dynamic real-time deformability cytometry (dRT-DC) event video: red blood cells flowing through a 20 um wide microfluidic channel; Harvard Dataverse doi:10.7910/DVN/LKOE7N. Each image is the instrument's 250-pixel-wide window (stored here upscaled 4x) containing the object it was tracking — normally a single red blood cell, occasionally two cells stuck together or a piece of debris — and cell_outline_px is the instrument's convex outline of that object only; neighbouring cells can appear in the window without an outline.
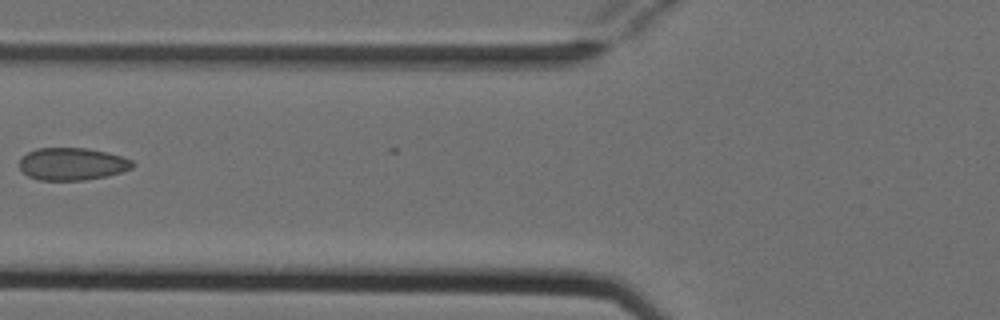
{"species": "Egyptian fruit bat (a non-hibernating species)", "species_latin": "Rousettus aegyptiacus", "temperature_condition": "cold", "stored_images_in_passage": 6, "camera_frame_rate_fps": 3000, "um_per_image_px": 0.085, "animal": {"sex": "female"}, "frame": {"image": 1, "passage_image": 5, "time_ms": 1.333, "image_size_px": [1000, 320], "cell_outline_px": [[132, 168], [120, 172], [104, 176], [84, 180], [40, 180], [28, 176], [20, 168], [20, 156], [36, 148], [88, 148], [108, 152], [132, 160]], "centroid_in_image_um": [6.1, 13.92], "position_along_channel_um": 119.7, "area_um2": 21.27}}
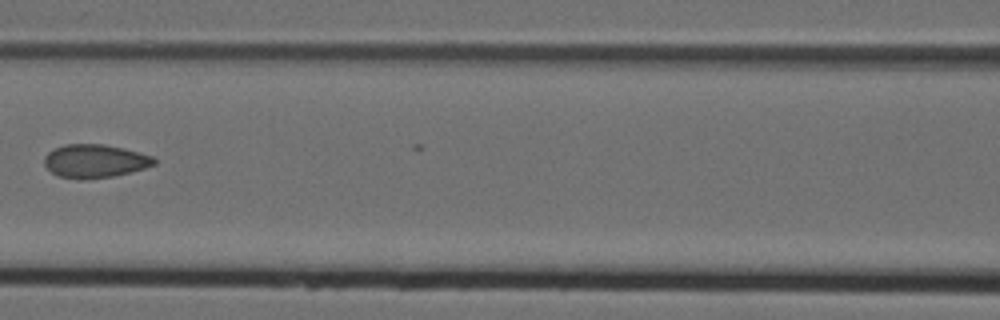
{"frame": {"image": 2, "passage_image": 6, "time_ms": 1.667, "image_size_px": [1000, 320], "cell_outline_px": [[156, 164], [144, 168], [112, 176], [88, 180], [80, 180], [60, 176], [52, 172], [44, 164], [44, 156], [48, 152], [64, 144], [104, 144], [124, 148], [152, 156], [156, 160]], "centroid_in_image_um": [8.05, 13.69], "position_along_channel_um": 158.5, "area_um2": 21.33}}